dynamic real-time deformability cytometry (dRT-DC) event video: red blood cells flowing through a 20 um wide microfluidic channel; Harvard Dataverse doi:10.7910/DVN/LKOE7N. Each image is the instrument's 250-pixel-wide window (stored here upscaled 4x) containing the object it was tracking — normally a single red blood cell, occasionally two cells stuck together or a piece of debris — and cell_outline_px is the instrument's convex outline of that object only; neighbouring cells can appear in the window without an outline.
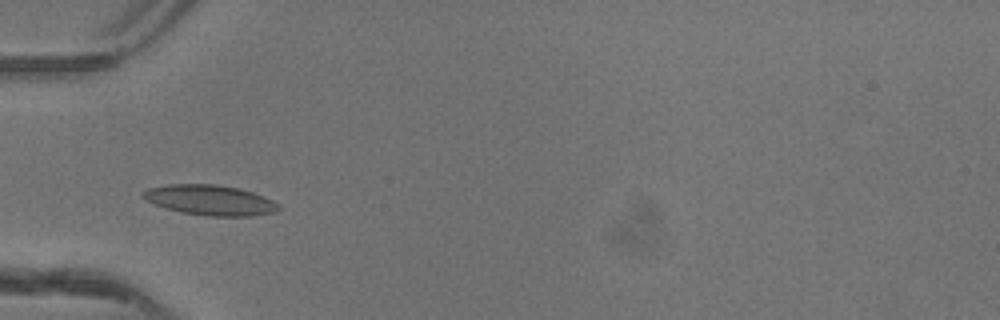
{"species": "common noctule bat (a hibernating species)", "species_latin": "Nyctalus noctula", "temperature_condition": "warm", "stored_images_in_passage": 37, "camera_frame_rate_fps": 3000, "um_per_image_px": 0.085, "animal": {"sex": "female"}, "frame": {"image": 1, "passage_image": 6, "time_ms": 1.667, "image_size_px": [1000, 320], "cell_outline_px": [[280, 208], [272, 212], [252, 216], [208, 216], [184, 212], [168, 208], [144, 200], [140, 196], [140, 192], [148, 188], [168, 184], [216, 184], [236, 188], [252, 192], [264, 196], [280, 204]], "centroid_in_image_um": [17.83, 17.0], "position_along_channel_um": 67.2, "area_um2": 23.76}}
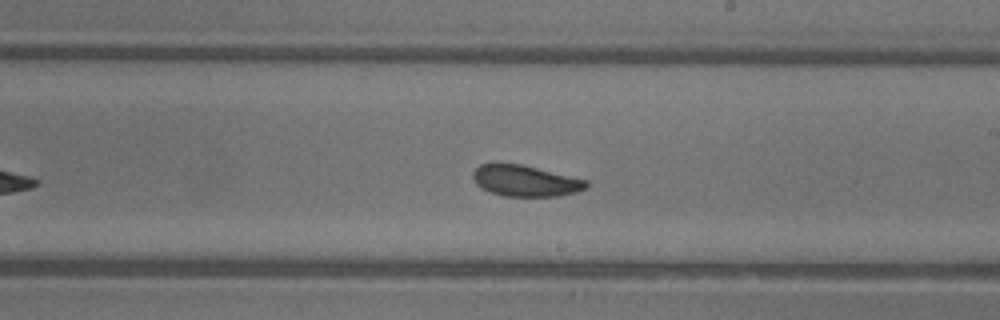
{"frame": {"image": 2, "passage_image": 19, "time_ms": 6.0, "image_size_px": [1000, 320], "cell_outline_px": [[588, 188], [576, 192], [560, 196], [504, 196], [492, 192], [476, 184], [472, 176], [472, 172], [480, 164], [496, 160], [520, 164], [588, 180]], "centroid_in_image_um": [44.62, 15.33], "position_along_channel_um": 244.4, "area_um2": 20.92}}
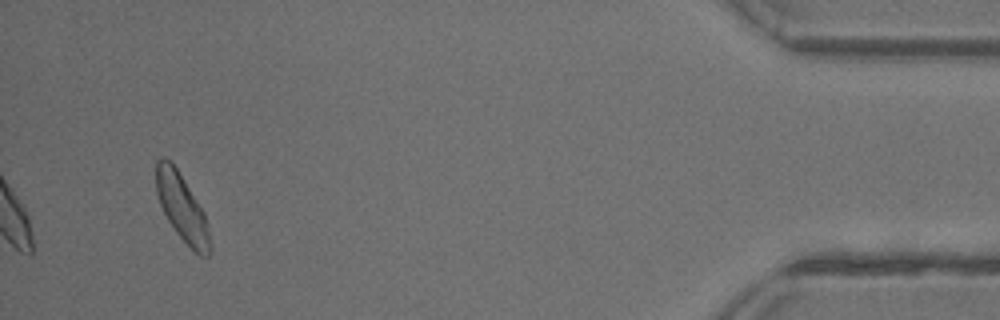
{"frame": {"image": 3, "passage_image": 37, "time_ms": 12.0, "image_size_px": [1000, 320], "cell_outline_px": [[212, 252], [208, 256], [200, 256], [176, 232], [168, 220], [160, 204], [156, 192], [156, 160], [160, 156], [164, 156], [176, 168], [204, 212], [212, 244]], "centroid_in_image_um": [15.47, 17.66], "position_along_channel_um": 419.7, "area_um2": 20.75}, "authors_computed_cell_mechanics": {"area_um2": 20.8658, "velocity_mm_per_s": 4.1143, "shape_relaxation_time_tau1_ms": 3.2391, "shape_relaxation_time_tau2_ms": 4.1124, "deformation_change_tau1": 0.0963, "deformation_change_tau2": 0.0956}}